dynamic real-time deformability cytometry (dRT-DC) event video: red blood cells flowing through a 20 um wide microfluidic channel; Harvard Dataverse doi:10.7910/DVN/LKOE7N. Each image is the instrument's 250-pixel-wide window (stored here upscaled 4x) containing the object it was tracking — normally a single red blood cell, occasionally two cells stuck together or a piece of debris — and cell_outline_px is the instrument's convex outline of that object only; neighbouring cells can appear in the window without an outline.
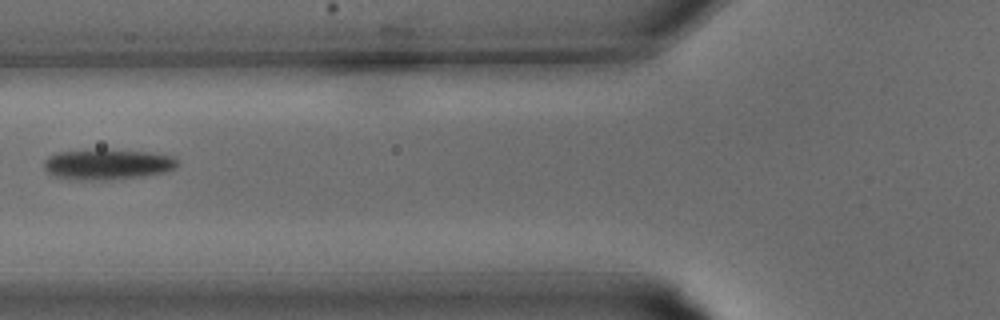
{"species": "common noctule bat (a hibernating species)", "species_latin": "Nyctalus noctula", "temperature_condition": "warm", "stored_images_in_passage": 32, "camera_frame_rate_fps": 3000, "um_per_image_px": 0.085, "animal": {"sex": "male", "body_mass_g": 15.6}, "frame": {"image": 1, "passage_image": 13, "time_ms": 4.0, "image_size_px": [1000, 320], "cell_outline_px": [[180, 164], [176, 168], [164, 172], [144, 176], [108, 180], [68, 180], [52, 176], [44, 168], [44, 160], [48, 156], [56, 152], [100, 148], [108, 148], [152, 152], [176, 156]], "centroid_in_image_um": [9.14, 13.95], "position_along_channel_um": 116.7, "area_um2": 24.8}}
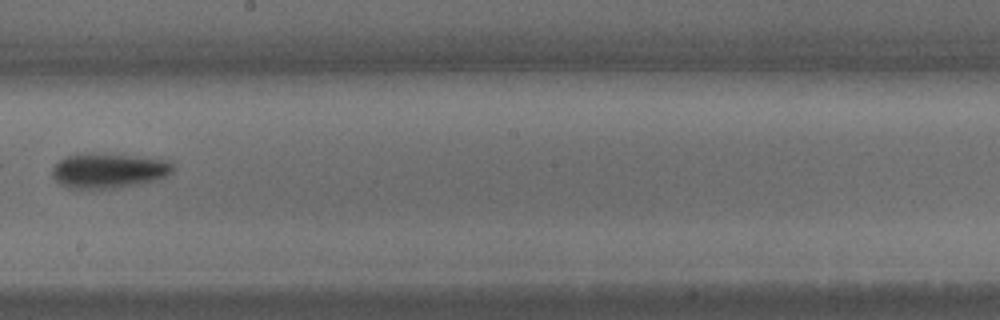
{"frame": {"image": 2, "passage_image": 19, "time_ms": 6.0, "image_size_px": [1000, 320], "cell_outline_px": [[176, 168], [168, 176], [156, 180], [120, 188], [68, 188], [60, 184], [52, 176], [52, 168], [64, 156], [88, 152], [96, 152], [172, 160]], "centroid_in_image_um": [9.27, 14.48], "position_along_channel_um": 238.9, "area_um2": 25.09}}
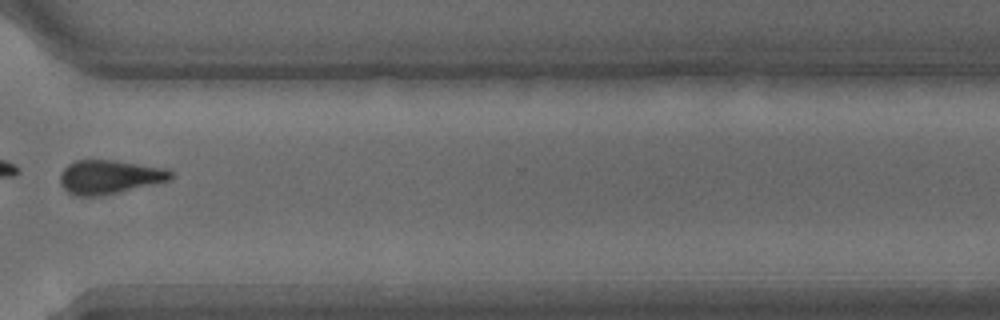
{"frame": {"image": 3, "passage_image": 25, "time_ms": 8.0, "image_size_px": [1000, 320], "cell_outline_px": [[172, 176], [168, 180], [100, 196], [72, 196], [60, 184], [60, 176], [64, 168], [68, 164], [76, 160], [116, 160], [164, 168], [172, 172]], "centroid_in_image_um": [9.24, 15.03], "position_along_channel_um": 361.4, "area_um2": 21.56}}